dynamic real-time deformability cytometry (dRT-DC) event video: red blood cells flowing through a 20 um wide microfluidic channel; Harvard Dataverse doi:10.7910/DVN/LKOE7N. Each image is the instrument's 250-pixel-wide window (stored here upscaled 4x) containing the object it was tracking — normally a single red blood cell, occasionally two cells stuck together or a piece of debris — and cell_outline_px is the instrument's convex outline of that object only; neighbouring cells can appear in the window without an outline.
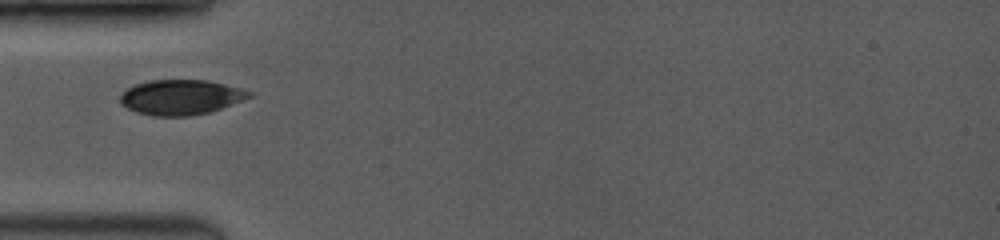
{"species": "common noctule bat (a hibernating species)", "species_latin": "Nyctalus noctula", "temperature_condition": "room temperature", "stored_images_in_passage": 16, "camera_frame_rate_fps": 3500, "um_per_image_px": 0.085, "animal": {"sex": "female", "body_mass_g": 19.0, "forearm_length_mm": 53.3}, "frame": {"image": 1, "passage_image": 1, "time_ms": 0.0, "image_size_px": [1000, 240], "cell_outline_px": [[252, 96], [212, 112], [188, 116], [152, 116], [136, 112], [120, 104], [120, 96], [128, 88], [136, 84], [148, 80], [208, 80], [240, 88], [252, 92]], "centroid_in_image_um": [15.36, 8.27], "position_along_channel_um": 69.6, "area_um2": 26.36}}
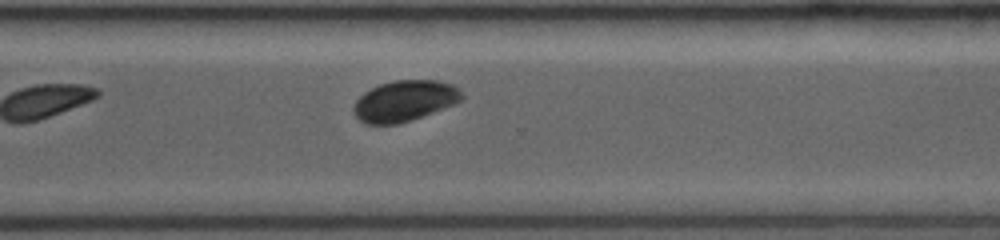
{"frame": {"image": 2, "passage_image": 16, "time_ms": 6.571, "image_size_px": [1000, 240], "cell_outline_px": [[464, 100], [456, 104], [412, 120], [396, 124], [368, 124], [360, 120], [352, 112], [352, 108], [356, 100], [364, 92], [380, 84], [396, 80], [436, 80], [452, 84], [460, 88], [464, 96]], "centroid_in_image_um": [34.43, 8.57], "position_along_channel_um": 336.2, "area_um2": 26.01}}